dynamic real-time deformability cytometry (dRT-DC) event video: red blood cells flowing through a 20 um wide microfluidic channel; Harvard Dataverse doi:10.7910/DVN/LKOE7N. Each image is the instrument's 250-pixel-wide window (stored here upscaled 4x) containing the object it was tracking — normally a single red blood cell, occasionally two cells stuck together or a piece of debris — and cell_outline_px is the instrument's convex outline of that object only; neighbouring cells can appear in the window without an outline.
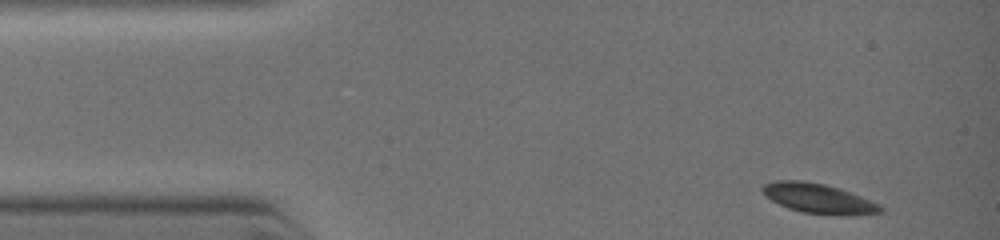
{"species": "common noctule bat (a hibernating species)", "species_latin": "Nyctalus noctula", "temperature_condition": "warm", "stored_images_in_passage": 6, "camera_frame_rate_fps": 3000, "um_per_image_px": 0.085, "animal": {"sex": "female", "body_mass_g": 19.0, "forearm_length_mm": 51.5}, "frame": {"image": 1, "passage_image": 1, "time_ms": 0.0, "image_size_px": [1000, 240], "cell_outline_px": [[884, 212], [856, 216], [852, 216], [804, 212], [788, 208], [764, 196], [760, 188], [764, 184], [776, 180], [800, 180], [824, 184], [840, 188], [880, 204], [884, 208]], "centroid_in_image_um": [69.6, 16.87], "position_along_channel_um": 15.4, "area_um2": 20.58}}
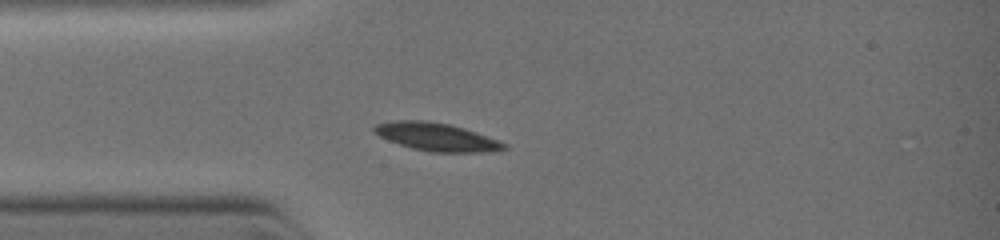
{"frame": {"image": 2, "passage_image": 4, "time_ms": 2.0, "image_size_px": [1000, 240], "cell_outline_px": [[508, 148], [492, 152], [428, 152], [412, 148], [388, 140], [372, 132], [372, 128], [376, 124], [400, 120], [428, 120], [448, 124], [464, 128], [496, 140], [504, 144]], "centroid_in_image_um": [37.06, 11.64], "position_along_channel_um": 47.9, "area_um2": 20.98}}